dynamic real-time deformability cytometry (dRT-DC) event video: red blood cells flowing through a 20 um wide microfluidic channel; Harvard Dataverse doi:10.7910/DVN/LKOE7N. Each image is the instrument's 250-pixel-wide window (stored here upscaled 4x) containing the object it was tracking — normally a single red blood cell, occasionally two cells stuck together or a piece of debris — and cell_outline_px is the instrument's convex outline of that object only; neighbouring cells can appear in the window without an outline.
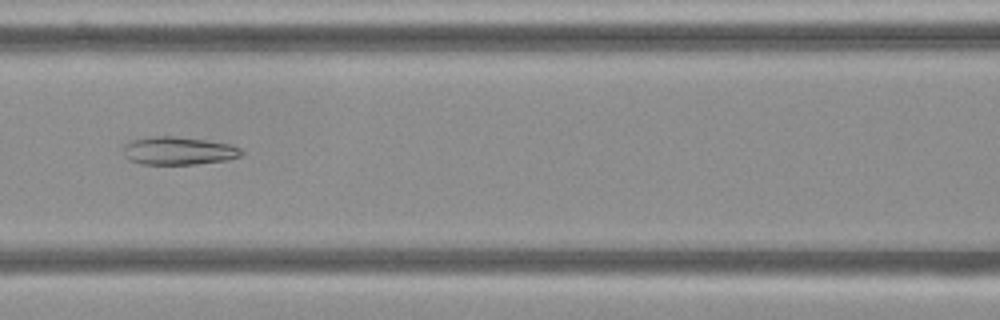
{"species": "Egyptian fruit bat (a non-hibernating species)", "species_latin": "Rousettus aegyptiacus", "temperature_condition": "cold", "stored_images_in_passage": 8, "camera_frame_rate_fps": 3000, "um_per_image_px": 0.085, "frame": {"image": 1, "passage_image": 6, "time_ms": 7.0, "image_size_px": [1000, 320], "cell_outline_px": [[244, 156], [228, 160], [196, 164], [140, 164], [128, 160], [124, 156], [124, 144], [128, 140], [148, 136], [172, 136], [204, 140], [232, 144], [240, 148], [244, 152]], "centroid_in_image_um": [15.16, 12.82], "position_along_channel_um": 151.4, "area_um2": 19.65}}
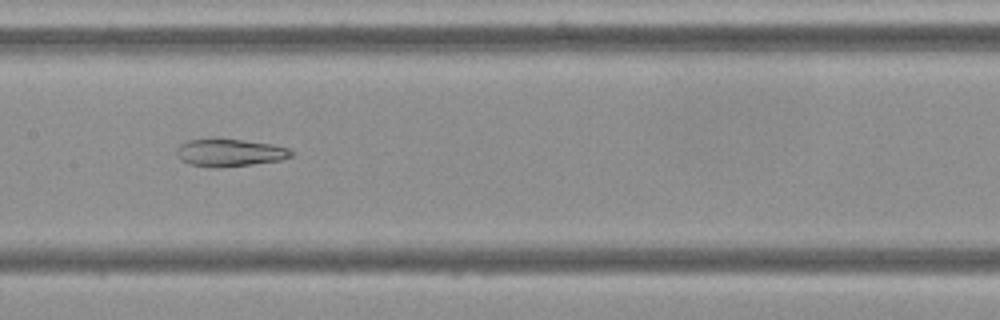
{"frame": {"image": 2, "passage_image": 7, "time_ms": 8.0, "image_size_px": [1000, 320], "cell_outline_px": [[296, 152], [292, 156], [280, 160], [252, 164], [220, 168], [216, 168], [188, 164], [180, 160], [176, 156], [176, 148], [180, 144], [188, 140], [244, 140], [272, 144], [288, 148]], "centroid_in_image_um": [19.52, 13.0], "position_along_channel_um": 187.9, "area_um2": 18.32}}
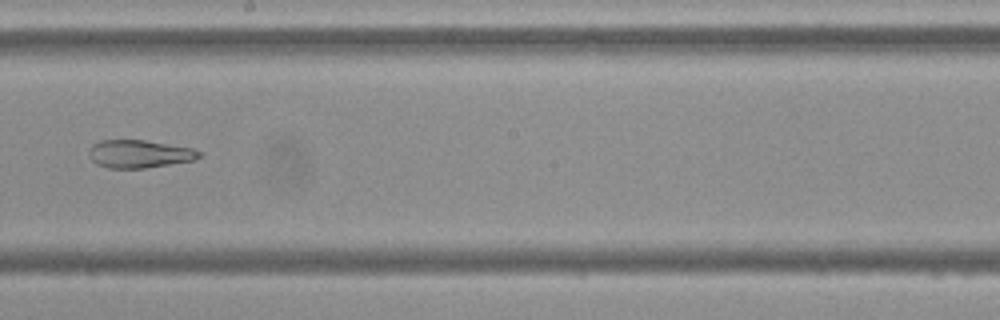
{"frame": {"image": 3, "passage_image": 8, "time_ms": 9.333, "image_size_px": [1000, 320], "cell_outline_px": [[204, 156], [192, 160], [144, 168], [108, 168], [96, 164], [88, 156], [88, 148], [92, 144], [100, 140], [144, 140], [192, 148], [204, 152]], "centroid_in_image_um": [11.82, 13.07], "position_along_channel_um": 236.4, "area_um2": 18.03}}